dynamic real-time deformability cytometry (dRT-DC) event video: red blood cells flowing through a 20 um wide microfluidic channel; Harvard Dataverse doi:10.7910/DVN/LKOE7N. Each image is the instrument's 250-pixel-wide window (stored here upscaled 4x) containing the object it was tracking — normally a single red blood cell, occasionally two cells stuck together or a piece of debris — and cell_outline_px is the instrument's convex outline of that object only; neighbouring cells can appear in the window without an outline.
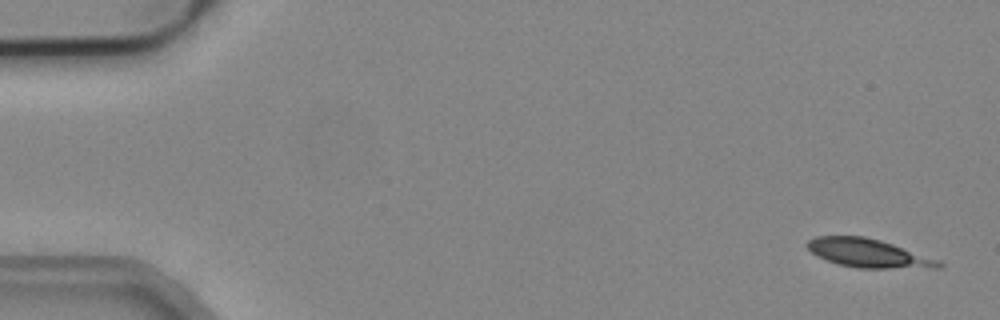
{"species": "common noctule bat (a hibernating species)", "species_latin": "Nyctalus noctula", "temperature_condition": "cold", "stored_images_in_passage": 5, "camera_frame_rate_fps": 3000, "um_per_image_px": 0.085, "animal": {"sex": "male", "body_mass_g": 19.2, "forearm_length_mm": 51.8}, "frame": {"image": 1, "passage_image": 1, "time_ms": 0.0, "image_size_px": [1000, 320], "cell_outline_px": [[944, 264], [940, 268], [856, 268], [840, 264], [816, 256], [804, 244], [808, 240], [816, 236], [864, 236], [880, 240], [940, 260]], "centroid_in_image_um": [73.81, 21.52], "position_along_channel_um": 11.2, "area_um2": 21.79}}